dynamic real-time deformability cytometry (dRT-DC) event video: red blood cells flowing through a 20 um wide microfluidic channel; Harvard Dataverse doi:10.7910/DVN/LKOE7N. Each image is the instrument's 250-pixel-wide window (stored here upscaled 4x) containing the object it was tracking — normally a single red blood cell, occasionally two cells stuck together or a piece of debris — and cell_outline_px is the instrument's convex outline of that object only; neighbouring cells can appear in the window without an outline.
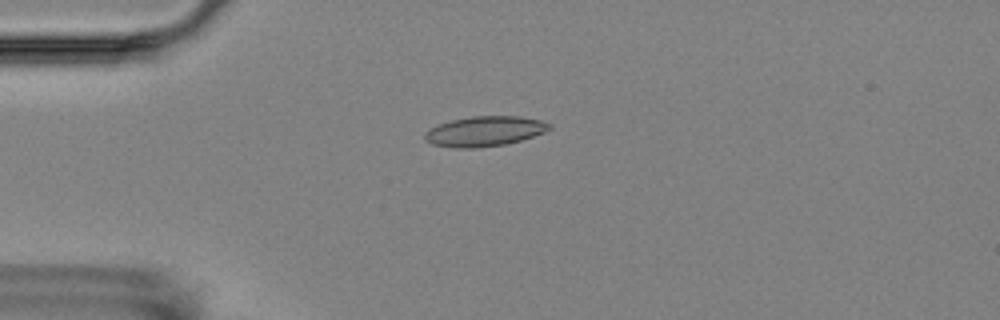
{"species": "Egyptian fruit bat (a non-hibernating species)", "species_latin": "Rousettus aegyptiacus", "temperature_condition": "room temperature", "stored_images_in_passage": 8, "camera_frame_rate_fps": 3000, "um_per_image_px": 0.085, "animal": {"sex": "female"}, "frame": {"image": 1, "passage_image": 4, "time_ms": 3.333, "image_size_px": [1000, 320], "cell_outline_px": [[552, 128], [544, 132], [520, 140], [504, 144], [476, 148], [456, 148], [432, 144], [424, 140], [424, 132], [440, 124], [452, 120], [472, 116], [520, 116], [540, 120], [552, 124]], "centroid_in_image_um": [41.19, 11.16], "position_along_channel_um": 43.8, "area_um2": 21.68}}